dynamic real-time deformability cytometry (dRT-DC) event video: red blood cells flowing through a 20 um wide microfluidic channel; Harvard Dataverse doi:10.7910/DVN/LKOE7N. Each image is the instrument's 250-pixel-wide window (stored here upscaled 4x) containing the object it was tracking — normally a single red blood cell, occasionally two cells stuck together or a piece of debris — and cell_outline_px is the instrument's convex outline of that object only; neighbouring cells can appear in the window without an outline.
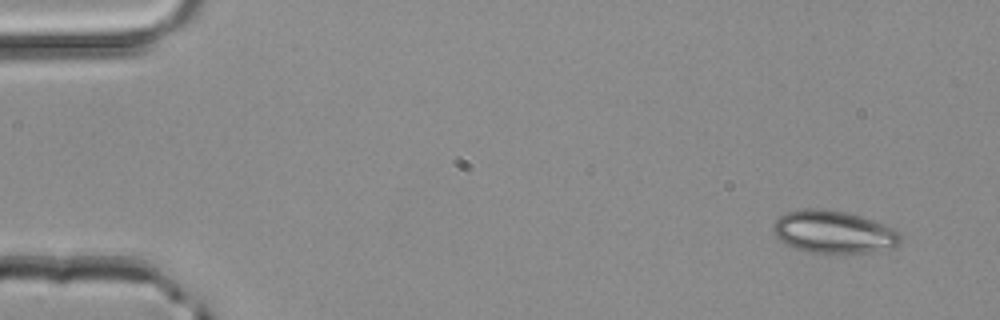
{"species": "common noctule bat (a hibernating species)", "species_latin": "Nyctalus noctula", "temperature_condition": "room temperature", "stored_images_in_passage": 49, "camera_frame_rate_fps": 3000, "um_per_image_px": 0.085, "animal": {"sex": "male", "body_mass_g": 20.4}, "frame": {"image": 1, "passage_image": 1, "time_ms": 0.0, "image_size_px": [1000, 320], "cell_outline_px": [[900, 244], [892, 248], [868, 252], [808, 252], [784, 244], [772, 232], [772, 224], [780, 216], [788, 212], [804, 208], [820, 208], [844, 212], [860, 216], [884, 224], [900, 232]], "centroid_in_image_um": [70.83, 19.71], "position_along_channel_um": 14.2, "area_um2": 31.39}}
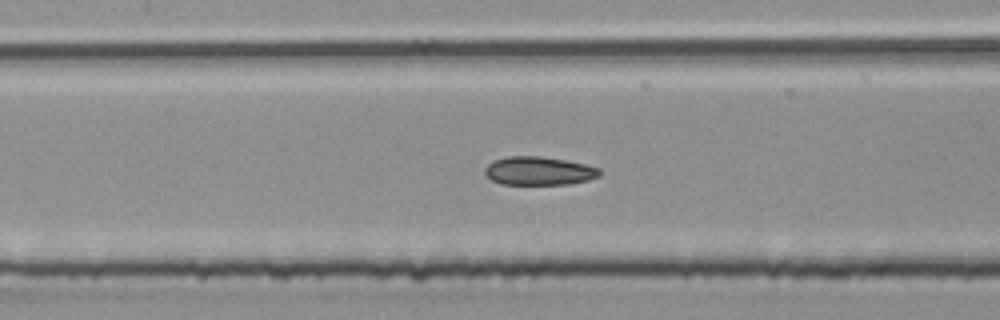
{"frame": {"image": 2, "passage_image": 21, "time_ms": 6.667, "image_size_px": [1000, 320], "cell_outline_px": [[600, 176], [588, 180], [568, 184], [500, 184], [492, 180], [484, 172], [484, 168], [492, 160], [508, 156], [536, 156], [564, 160], [584, 164], [600, 168]], "centroid_in_image_um": [45.78, 14.53], "position_along_channel_um": 161.6, "area_um2": 18.96}}
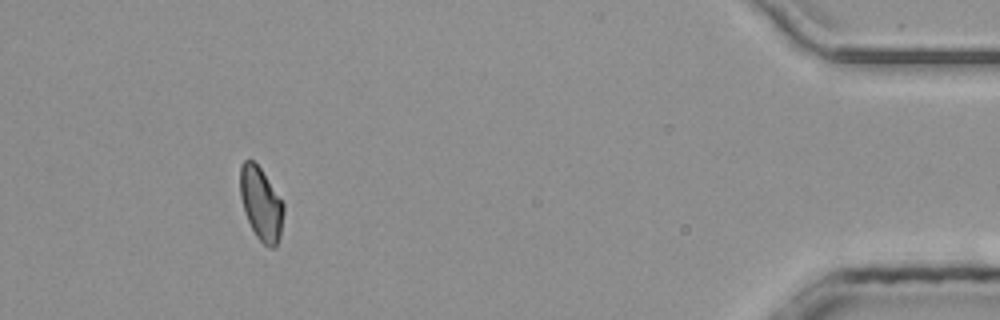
{"frame": {"image": 3, "passage_image": 44, "time_ms": 14.333, "image_size_px": [1000, 320], "cell_outline_px": [[284, 212], [280, 236], [276, 244], [272, 248], [268, 248], [256, 236], [244, 212], [240, 196], [240, 168], [244, 160], [252, 160], [260, 168], [284, 204]], "centroid_in_image_um": [22.18, 17.33], "position_along_channel_um": 413.0, "area_um2": 18.26}, "authors_computed_cell_mechanics": {"area_um2": 19.2474, "velocity_mm_per_s": 4.1487, "shape_relaxation_time_tau1_ms": null, "shape_relaxation_time_tau2_ms": 3.9898, "deformation_change_tau1": null, "deformation_change_tau2": 0.0898}}